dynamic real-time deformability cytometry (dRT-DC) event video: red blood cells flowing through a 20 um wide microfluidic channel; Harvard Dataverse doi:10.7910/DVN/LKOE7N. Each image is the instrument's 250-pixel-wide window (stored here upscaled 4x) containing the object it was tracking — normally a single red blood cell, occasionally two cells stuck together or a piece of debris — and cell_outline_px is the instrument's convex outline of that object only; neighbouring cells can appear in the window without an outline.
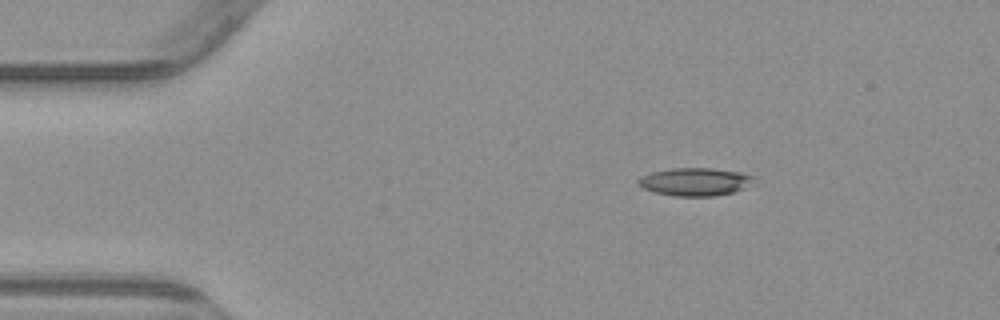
{"species": "common noctule bat (a hibernating species)", "species_latin": "Nyctalus noctula", "temperature_condition": "warm", "stored_images_in_passage": 3, "camera_frame_rate_fps": 3000, "um_per_image_px": 0.085, "animal": {"sex": "male", "body_mass_g": 23.1, "forearm_length_mm": 52.7}, "frame": {"image": 1, "passage_image": 1, "time_ms": 0.0, "image_size_px": [1000, 320], "cell_outline_px": [[756, 176], [744, 188], [732, 192], [716, 196], [676, 196], [652, 192], [644, 188], [636, 180], [640, 176], [652, 172], [672, 168], [712, 168], [740, 172]], "centroid_in_image_um": [59.05, 15.44], "position_along_channel_um": 25.9, "area_um2": 18.73}}